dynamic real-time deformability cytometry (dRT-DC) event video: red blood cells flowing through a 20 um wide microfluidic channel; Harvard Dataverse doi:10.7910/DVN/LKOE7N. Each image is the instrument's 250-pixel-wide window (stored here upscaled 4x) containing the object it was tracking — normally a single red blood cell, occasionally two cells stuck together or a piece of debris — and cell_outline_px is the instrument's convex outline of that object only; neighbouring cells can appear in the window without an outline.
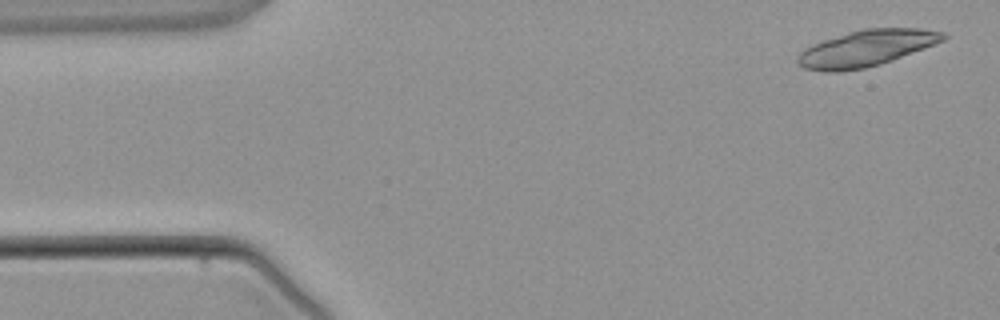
{"species": "common noctule bat (a hibernating species)", "species_latin": "Nyctalus noctula", "temperature_condition": "warm", "stored_images_in_passage": 4, "camera_frame_rate_fps": 3000, "um_per_image_px": 0.085, "animal": {"sex": "male", "body_mass_g": 21.5, "forearm_length_mm": 52.0}, "frame": {"image": 1, "passage_image": 1, "time_ms": 0.0, "image_size_px": [1000, 320], "cell_outline_px": [[948, 36], [944, 40], [924, 48], [892, 60], [880, 64], [864, 68], [840, 72], [824, 72], [804, 68], [796, 60], [796, 56], [804, 48], [812, 44], [824, 40], [864, 28], [920, 28], [944, 32]], "centroid_in_image_um": [73.62, 4.11], "position_along_channel_um": 11.4, "area_um2": 30.58}}